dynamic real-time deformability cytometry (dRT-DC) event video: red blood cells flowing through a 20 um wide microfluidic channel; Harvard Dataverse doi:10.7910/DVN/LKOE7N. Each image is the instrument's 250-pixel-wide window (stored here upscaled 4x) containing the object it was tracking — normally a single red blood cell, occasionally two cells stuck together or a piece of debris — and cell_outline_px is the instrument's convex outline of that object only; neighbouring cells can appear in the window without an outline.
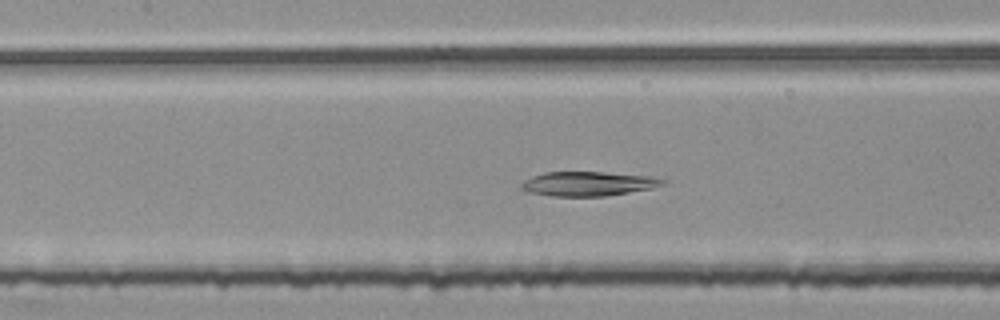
{"species": "common noctule bat (a hibernating species)", "species_latin": "Nyctalus noctula", "temperature_condition": "room temperature", "stored_images_in_passage": 45, "camera_frame_rate_fps": 3000, "um_per_image_px": 0.085, "animal": {"sex": "female", "body_mass_g": 25.1}, "frame": {"image": 1, "passage_image": 21, "time_ms": 6.667, "image_size_px": [1000, 320], "cell_outline_px": [[668, 180], [664, 184], [652, 188], [608, 196], [552, 196], [528, 192], [520, 188], [520, 184], [524, 180], [532, 176], [544, 172], [604, 172], [652, 176]], "centroid_in_image_um": [50.0, 15.61], "position_along_channel_um": 157.4, "area_um2": 20.23}}
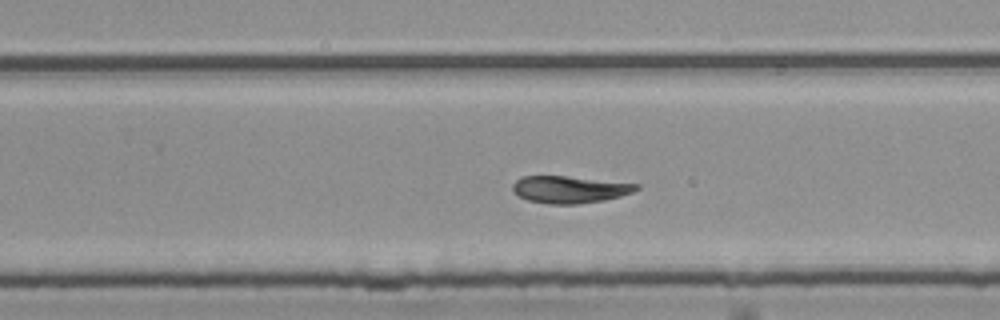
{"frame": {"image": 2, "passage_image": 31, "time_ms": 10.0, "image_size_px": [1000, 320], "cell_outline_px": [[640, 188], [632, 192], [620, 196], [604, 200], [576, 204], [548, 204], [528, 200], [512, 192], [512, 184], [520, 176], [564, 176], [640, 184]], "centroid_in_image_um": [48.39, 16.1], "position_along_channel_um": 281.4, "area_um2": 19.48}}
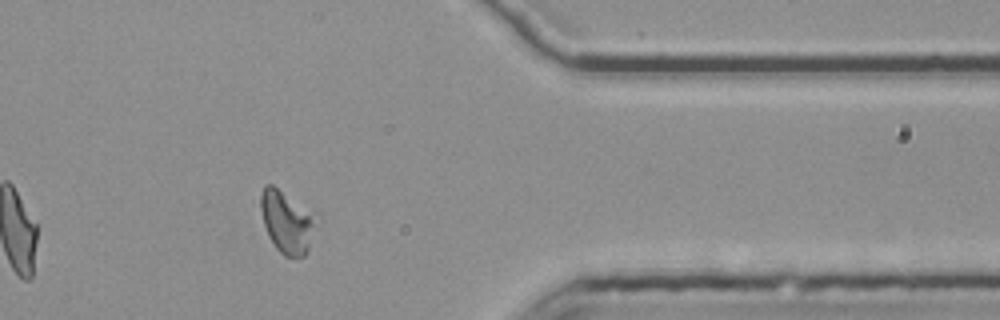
{"frame": {"image": 3, "passage_image": 41, "time_ms": 13.333, "image_size_px": [1000, 320], "cell_outline_px": [[320, 220], [308, 248], [304, 256], [284, 256], [276, 248], [268, 236], [264, 224], [260, 208], [260, 196], [264, 184], [272, 184], [320, 212]], "centroid_in_image_um": [24.47, 18.78], "position_along_channel_um": 386.9, "area_um2": 21.21}}